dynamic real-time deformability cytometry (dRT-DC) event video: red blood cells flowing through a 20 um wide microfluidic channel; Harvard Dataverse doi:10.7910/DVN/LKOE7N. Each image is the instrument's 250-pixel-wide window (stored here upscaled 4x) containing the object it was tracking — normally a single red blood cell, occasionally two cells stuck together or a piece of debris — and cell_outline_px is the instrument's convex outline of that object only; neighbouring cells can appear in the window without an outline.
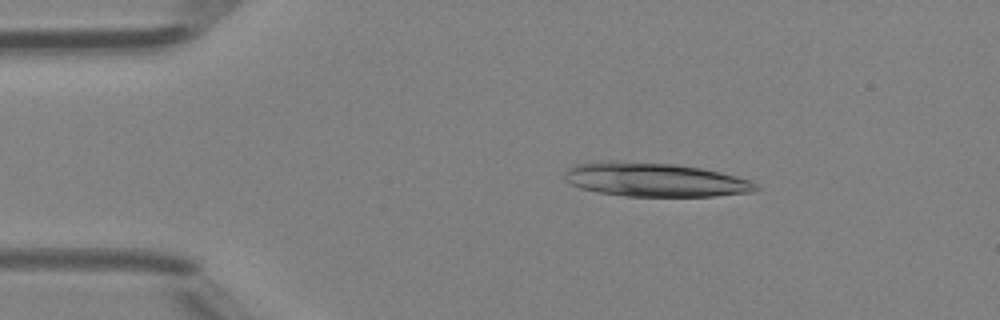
{"species": "Egyptian fruit bat (a non-hibernating species)", "species_latin": "Rousettus aegyptiacus", "temperature_condition": "room temperature", "stored_images_in_passage": 46, "camera_frame_rate_fps": 3000, "um_per_image_px": 0.085, "animal": {"sex": "female"}, "frame": {"image": 1, "passage_image": 8, "time_ms": 2.333, "image_size_px": [1000, 320], "cell_outline_px": [[760, 188], [756, 192], [716, 196], [624, 196], [596, 192], [580, 188], [564, 180], [564, 172], [568, 168], [576, 164], [604, 160], [612, 160], [676, 164], [700, 168], [720, 172], [752, 180]], "centroid_in_image_um": [55.66, 15.27], "position_along_channel_um": 29.3, "area_um2": 38.21}}